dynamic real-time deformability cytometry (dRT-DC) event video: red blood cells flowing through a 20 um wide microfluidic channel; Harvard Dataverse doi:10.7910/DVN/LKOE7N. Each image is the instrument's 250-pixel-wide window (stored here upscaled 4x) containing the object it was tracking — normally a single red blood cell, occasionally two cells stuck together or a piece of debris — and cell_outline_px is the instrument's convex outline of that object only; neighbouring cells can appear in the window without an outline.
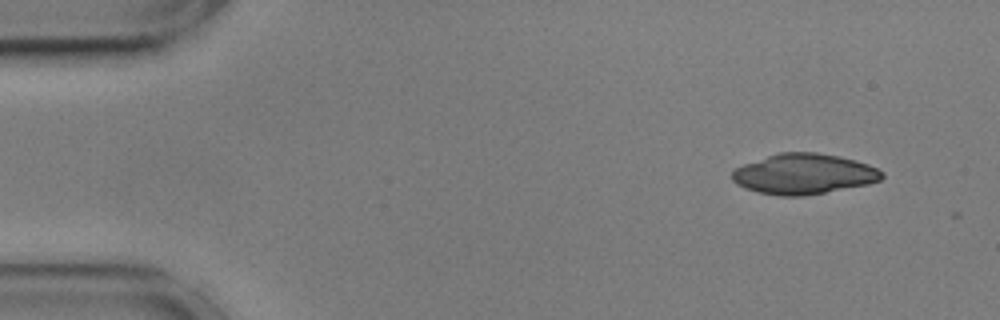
{"species": "common noctule bat (a hibernating species)", "species_latin": "Nyctalus noctula", "temperature_condition": "cold", "stored_images_in_passage": 3, "camera_frame_rate_fps": 3000, "um_per_image_px": 0.085, "animal": {"sex": "male", "body_mass_g": 17.9, "forearm_length_mm": 54.2}, "frame": {"image": 1, "passage_image": 2, "time_ms": 0.333, "image_size_px": [1000, 320], "cell_outline_px": [[884, 176], [880, 180], [868, 184], [804, 196], [780, 196], [756, 192], [744, 188], [736, 184], [732, 180], [732, 172], [736, 168], [744, 164], [780, 152], [816, 152], [856, 160], [868, 164], [884, 172]], "centroid_in_image_um": [68.32, 14.79], "position_along_channel_um": 16.7, "area_um2": 35.2}}